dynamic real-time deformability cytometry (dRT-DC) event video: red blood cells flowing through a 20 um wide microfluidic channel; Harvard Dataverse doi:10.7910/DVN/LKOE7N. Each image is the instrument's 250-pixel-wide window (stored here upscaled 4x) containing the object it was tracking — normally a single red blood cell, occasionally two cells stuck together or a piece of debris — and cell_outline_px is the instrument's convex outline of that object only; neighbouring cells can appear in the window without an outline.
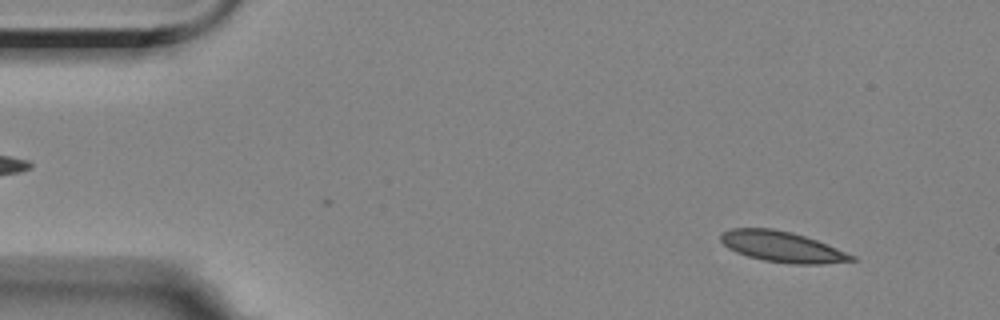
{"species": "Egyptian fruit bat (a non-hibernating species)", "species_latin": "Rousettus aegyptiacus", "temperature_condition": "room temperature", "stored_images_in_passage": 56, "camera_frame_rate_fps": 3000, "um_per_image_px": 0.085, "animal": {"sex": "female"}, "frame": {"image": 1, "passage_image": 5, "time_ms": 1.333, "image_size_px": [1000, 320], "cell_outline_px": [[856, 260], [820, 264], [788, 264], [764, 260], [748, 256], [736, 252], [728, 248], [720, 240], [720, 232], [732, 228], [772, 228], [792, 232], [816, 240], [856, 256]], "centroid_in_image_um": [66.45, 20.97], "position_along_channel_um": 18.6, "area_um2": 23.35}}
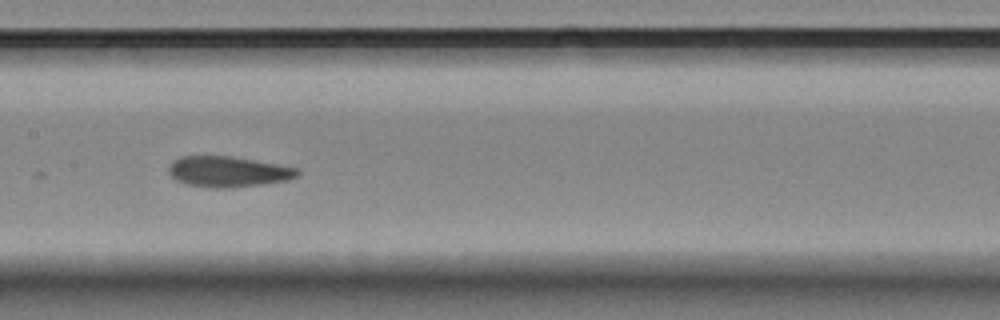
{"frame": {"image": 2, "passage_image": 27, "time_ms": 8.667, "image_size_px": [1000, 320], "cell_outline_px": [[300, 176], [288, 180], [264, 184], [232, 188], [216, 188], [184, 184], [176, 180], [168, 172], [168, 164], [172, 160], [180, 156], [232, 156], [300, 168]], "centroid_in_image_um": [19.4, 14.59], "position_along_channel_um": 188.0, "area_um2": 23.41}}
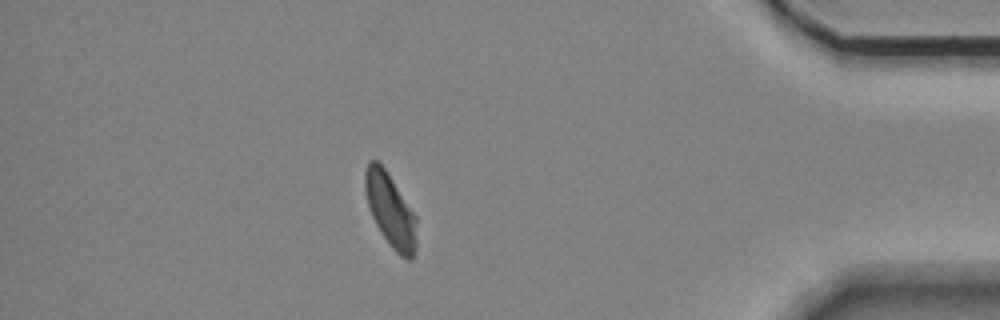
{"frame": {"image": 3, "passage_image": 49, "time_ms": 16.0, "image_size_px": [1000, 320], "cell_outline_px": [[416, 248], [412, 260], [408, 260], [400, 256], [392, 248], [380, 232], [372, 216], [368, 204], [364, 188], [364, 172], [368, 164], [372, 160], [376, 160], [384, 168], [416, 216]], "centroid_in_image_um": [33.18, 17.91], "position_along_channel_um": 402.0, "area_um2": 21.79}, "authors_computed_cell_mechanics": {"area_um2": 23.0622, "velocity_mm_per_s": 3.4836, "shape_relaxation_time_tau1_ms": null, "shape_relaxation_time_tau2_ms": 3.7305, "deformation_change_tau1": null, "deformation_change_tau2": 0.0944}}